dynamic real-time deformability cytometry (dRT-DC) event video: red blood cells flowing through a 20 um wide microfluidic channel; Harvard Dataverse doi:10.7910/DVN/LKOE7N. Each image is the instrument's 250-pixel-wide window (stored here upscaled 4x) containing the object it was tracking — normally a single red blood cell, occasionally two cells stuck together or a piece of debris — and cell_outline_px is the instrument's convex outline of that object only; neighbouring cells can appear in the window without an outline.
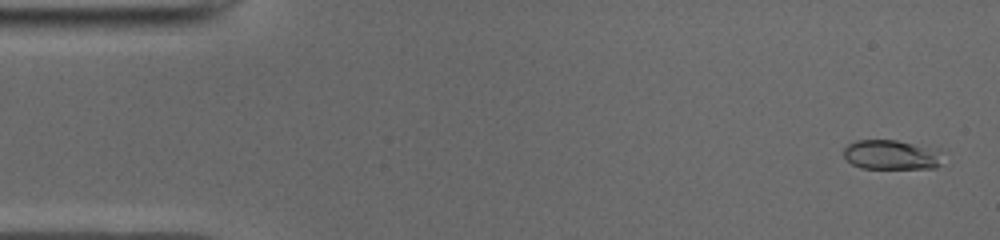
{"species": "common noctule bat (a hibernating species)", "species_latin": "Nyctalus noctula", "temperature_condition": "cold", "stored_images_in_passage": 50, "camera_frame_rate_fps": 3000, "um_per_image_px": 0.085, "animal": {"sex": "male", "body_mass_g": 19.0, "forearm_length_mm": 50.8}, "frame": {"image": 1, "passage_image": 2, "time_ms": 0.333, "image_size_px": [1000, 240], "cell_outline_px": [[940, 164], [936, 168], [860, 168], [852, 164], [844, 156], [844, 148], [848, 144], [856, 140], [896, 140], [940, 148]], "centroid_in_image_um": [75.78, 13.14], "position_along_channel_um": 9.2, "area_um2": 17.22}}
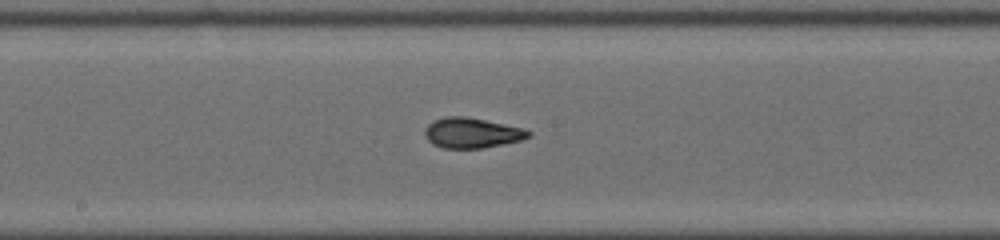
{"frame": {"image": 2, "passage_image": 26, "time_ms": 8.333, "image_size_px": [1000, 240], "cell_outline_px": [[532, 136], [520, 140], [480, 148], [444, 148], [432, 144], [428, 140], [424, 132], [424, 128], [432, 120], [448, 116], [464, 116], [524, 128], [532, 132]], "centroid_in_image_um": [40.08, 11.29], "position_along_channel_um": 208.1, "area_um2": 18.15}}
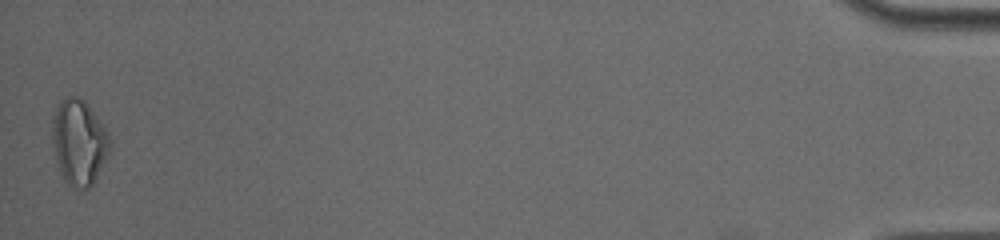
{"frame": {"image": 3, "passage_image": 50, "time_ms": 16.333, "image_size_px": [1000, 240], "cell_outline_px": [[112, 144], [92, 184], [88, 188], [80, 188], [68, 184], [64, 180], [60, 172], [56, 160], [52, 140], [52, 116], [60, 100], [68, 96], [76, 96], [84, 100], [108, 132], [112, 140]], "centroid_in_image_um": [6.69, 12.05], "position_along_channel_um": 428.5, "area_um2": 28.38}, "authors_computed_cell_mechanics": {"area_um2": 17.7446, "velocity_mm_per_s": 3.9694, "shape_relaxation_time_tau1_ms": 6.0668, "shape_relaxation_time_tau2_ms": 1.4975, "deformation_change_tau1": 0.2125, "deformation_change_tau2": 0.0712}}